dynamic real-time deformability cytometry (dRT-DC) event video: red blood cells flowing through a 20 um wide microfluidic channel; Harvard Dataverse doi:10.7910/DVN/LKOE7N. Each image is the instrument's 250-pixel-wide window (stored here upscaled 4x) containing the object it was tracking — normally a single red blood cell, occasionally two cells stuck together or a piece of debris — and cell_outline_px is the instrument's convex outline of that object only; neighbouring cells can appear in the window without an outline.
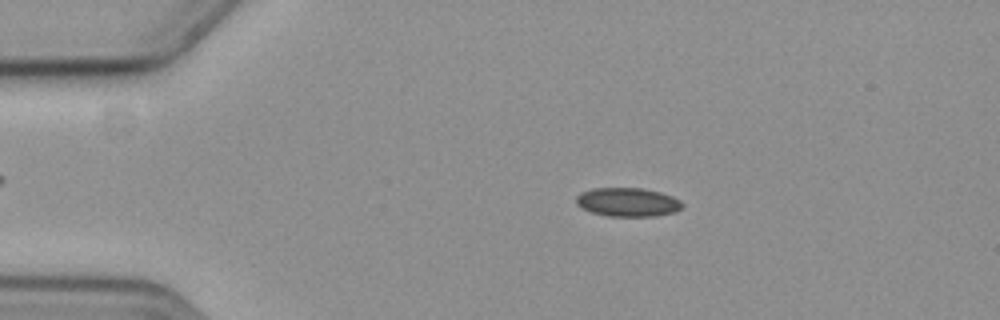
{"species": "common noctule bat (a hibernating species)", "species_latin": "Nyctalus noctula", "temperature_condition": "cold", "stored_images_in_passage": 54, "camera_frame_rate_fps": 3000, "um_per_image_px": 0.085, "animal": {"sex": "female", "body_mass_g": 19.3, "forearm_length_mm": 54.1}, "frame": {"image": 1, "passage_image": 8, "time_ms": 2.333, "image_size_px": [1000, 320], "cell_outline_px": [[684, 204], [676, 212], [656, 216], [608, 216], [592, 212], [580, 208], [576, 204], [576, 196], [580, 192], [592, 188], [644, 188], [660, 192], [672, 196], [680, 200]], "centroid_in_image_um": [53.34, 17.18], "position_along_channel_um": 31.7, "area_um2": 17.98}}
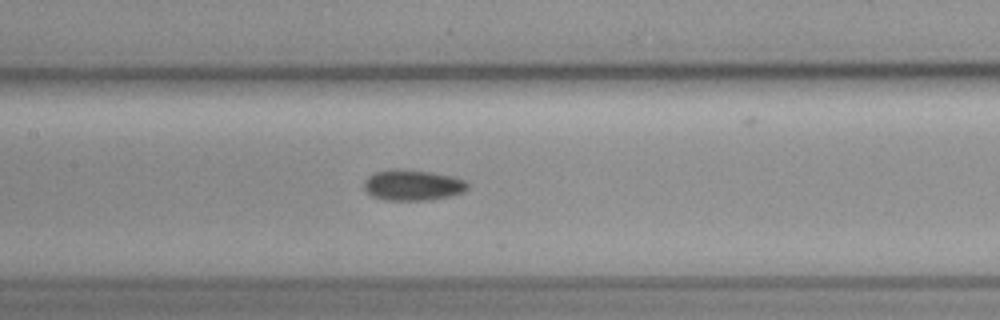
{"frame": {"image": 2, "passage_image": 24, "time_ms": 7.667, "image_size_px": [1000, 320], "cell_outline_px": [[468, 188], [464, 192], [452, 196], [428, 200], [384, 200], [372, 196], [364, 188], [364, 180], [368, 176], [376, 172], [428, 172], [448, 176], [464, 180], [468, 184]], "centroid_in_image_um": [35.1, 15.8], "position_along_channel_um": 172.3, "area_um2": 17.69}}
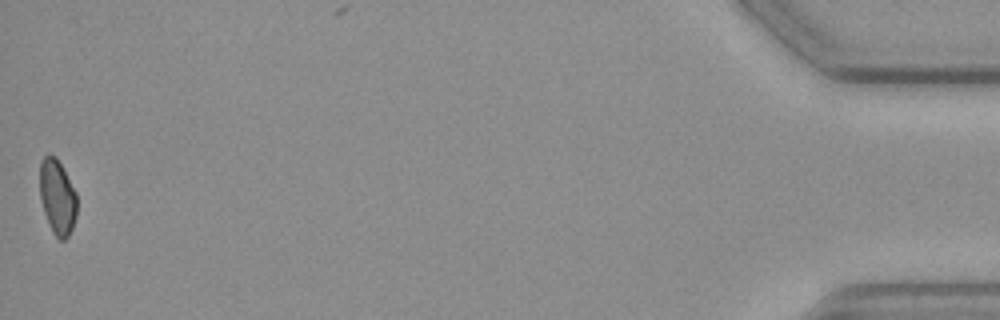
{"frame": {"image": 3, "passage_image": 54, "time_ms": 17.667, "image_size_px": [1000, 320], "cell_outline_px": [[76, 216], [72, 228], [68, 236], [64, 240], [60, 240], [52, 232], [44, 212], [40, 200], [40, 160], [48, 152], [56, 156], [76, 192]], "centroid_in_image_um": [4.86, 16.72], "position_along_channel_um": 430.3, "area_um2": 16.3}}